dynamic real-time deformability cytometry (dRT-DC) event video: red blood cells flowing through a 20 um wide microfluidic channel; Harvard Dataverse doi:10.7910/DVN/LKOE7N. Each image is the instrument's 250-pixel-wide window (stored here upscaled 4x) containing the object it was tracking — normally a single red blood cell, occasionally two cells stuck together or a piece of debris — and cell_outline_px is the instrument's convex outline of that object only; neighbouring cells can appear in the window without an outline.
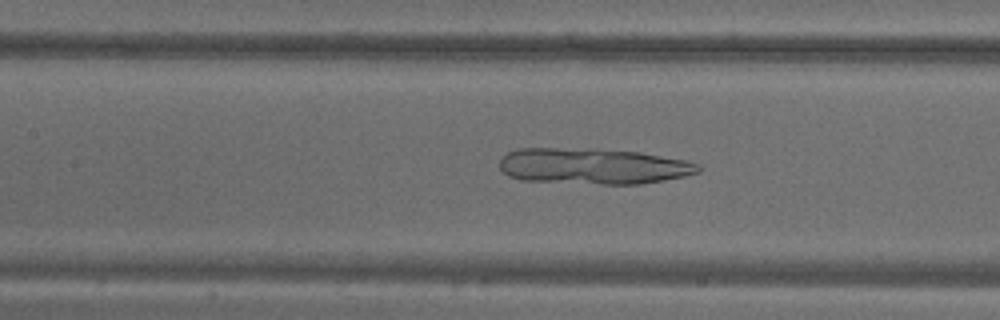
{"species": "common noctule bat (a hibernating species)", "species_latin": "Nyctalus noctula", "temperature_condition": "warm", "stored_images_in_passage": 54, "camera_frame_rate_fps": 3000, "um_per_image_px": 0.085, "animal": {"sex": "male", "body_mass_g": 18.8}, "frame": {"image": 1, "passage_image": 24, "time_ms": 7.667, "image_size_px": [1000, 320], "cell_outline_px": [[700, 172], [684, 176], [664, 180], [640, 184], [600, 184], [520, 180], [508, 176], [500, 168], [500, 160], [508, 152], [520, 148], [592, 148], [640, 152], [688, 160], [700, 164]], "centroid_in_image_um": [50.44, 14.12], "position_along_channel_um": 157.0, "area_um2": 41.96}}
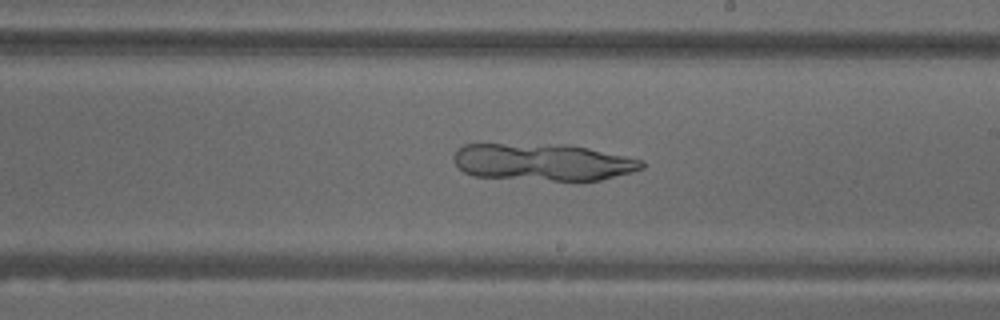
{"frame": {"image": 2, "passage_image": 31, "time_ms": 10.0, "image_size_px": [1000, 320], "cell_outline_px": [[644, 168], [632, 172], [600, 180], [552, 180], [472, 176], [464, 172], [452, 160], [452, 156], [464, 144], [568, 144], [588, 148], [644, 160]], "centroid_in_image_um": [46.14, 13.77], "position_along_channel_um": 242.9, "area_um2": 40.58}}